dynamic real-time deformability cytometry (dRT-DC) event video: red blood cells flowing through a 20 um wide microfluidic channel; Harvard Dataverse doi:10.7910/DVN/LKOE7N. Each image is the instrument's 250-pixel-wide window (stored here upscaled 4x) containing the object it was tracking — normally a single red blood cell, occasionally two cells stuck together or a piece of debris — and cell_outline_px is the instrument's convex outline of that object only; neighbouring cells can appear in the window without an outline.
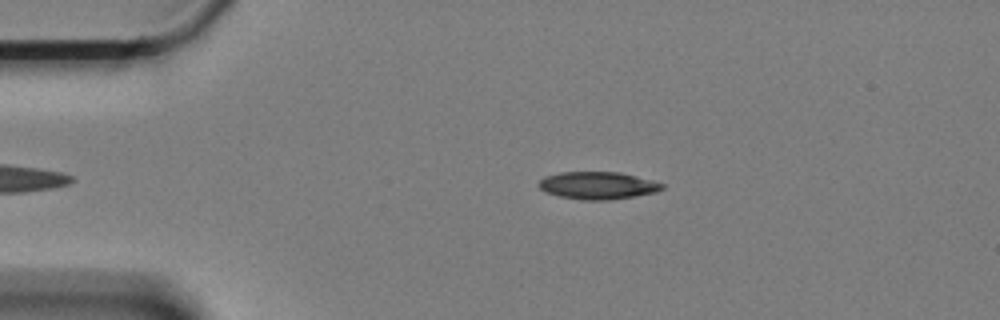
{"species": "Egyptian fruit bat (a non-hibernating species)", "species_latin": "Rousettus aegyptiacus", "temperature_condition": "cold", "stored_images_in_passage": 50, "camera_frame_rate_fps": 3000, "um_per_image_px": 0.085, "animal": {"sex": "female"}, "frame": {"image": 1, "passage_image": 2, "time_ms": 0.333, "image_size_px": [1000, 320], "cell_outline_px": [[664, 188], [656, 192], [608, 200], [584, 200], [560, 196], [544, 192], [536, 184], [544, 176], [560, 172], [620, 172], [652, 180], [664, 184]], "centroid_in_image_um": [50.77, 15.76], "position_along_channel_um": 34.2, "area_um2": 19.71}}
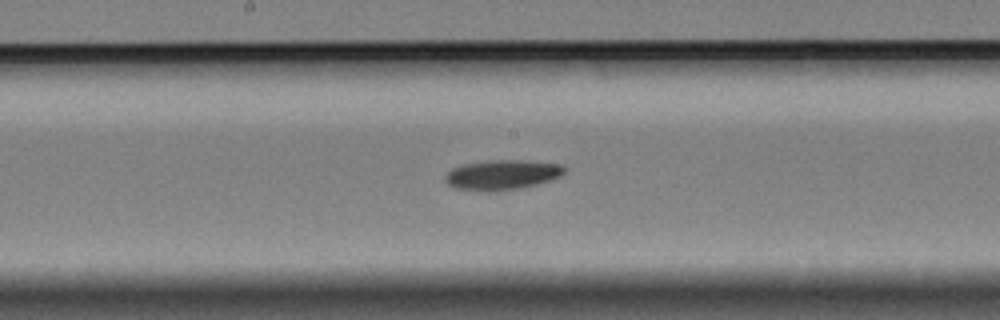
{"frame": {"image": 2, "passage_image": 21, "time_ms": 6.667, "image_size_px": [1000, 320], "cell_outline_px": [[568, 168], [560, 176], [552, 180], [520, 188], [492, 192], [484, 192], [456, 188], [448, 184], [444, 180], [444, 176], [452, 168], [464, 164], [488, 160], [524, 160], [560, 164]], "centroid_in_image_um": [42.68, 14.86], "position_along_channel_um": 205.5, "area_um2": 20.98}}
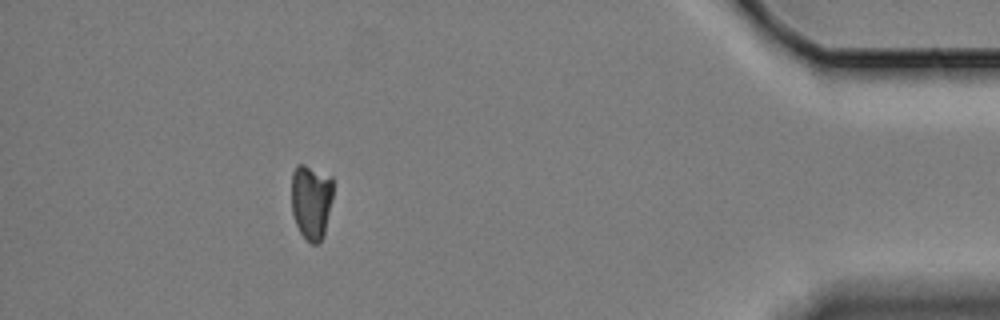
{"frame": {"image": 3, "passage_image": 44, "time_ms": 14.333, "image_size_px": [1000, 320], "cell_outline_px": [[332, 196], [324, 236], [316, 244], [312, 244], [300, 232], [296, 224], [292, 212], [292, 172], [296, 164], [304, 164], [332, 176]], "centroid_in_image_um": [26.45, 17.1], "position_along_channel_um": 408.8, "area_um2": 18.21}}